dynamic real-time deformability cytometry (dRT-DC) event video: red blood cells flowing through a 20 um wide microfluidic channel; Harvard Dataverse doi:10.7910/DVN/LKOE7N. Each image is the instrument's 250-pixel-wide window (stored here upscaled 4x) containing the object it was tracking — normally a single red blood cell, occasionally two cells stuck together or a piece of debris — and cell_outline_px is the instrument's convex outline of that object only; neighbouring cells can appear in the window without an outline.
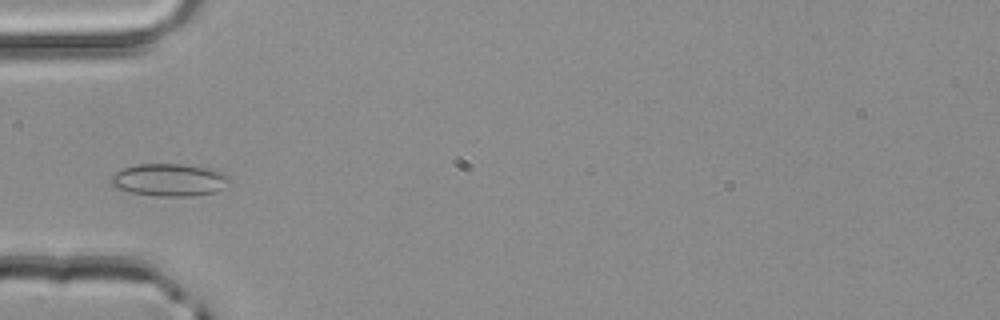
{"species": "common noctule bat (a hibernating species)", "species_latin": "Nyctalus noctula", "temperature_condition": "room temperature", "stored_images_in_passage": 2, "camera_frame_rate_fps": 3000, "um_per_image_px": 0.085, "animal": {"sex": "male", "body_mass_g": 20.4}, "frame": {"image": 1, "passage_image": 2, "time_ms": 0.333, "image_size_px": [1000, 320], "cell_outline_px": [[232, 184], [216, 192], [192, 196], [156, 196], [128, 192], [112, 188], [108, 180], [116, 172], [124, 168], [136, 164], [184, 164], [212, 168], [224, 172], [232, 176]], "centroid_in_image_um": [14.44, 15.29], "position_along_channel_um": 70.6, "area_um2": 23.24}}